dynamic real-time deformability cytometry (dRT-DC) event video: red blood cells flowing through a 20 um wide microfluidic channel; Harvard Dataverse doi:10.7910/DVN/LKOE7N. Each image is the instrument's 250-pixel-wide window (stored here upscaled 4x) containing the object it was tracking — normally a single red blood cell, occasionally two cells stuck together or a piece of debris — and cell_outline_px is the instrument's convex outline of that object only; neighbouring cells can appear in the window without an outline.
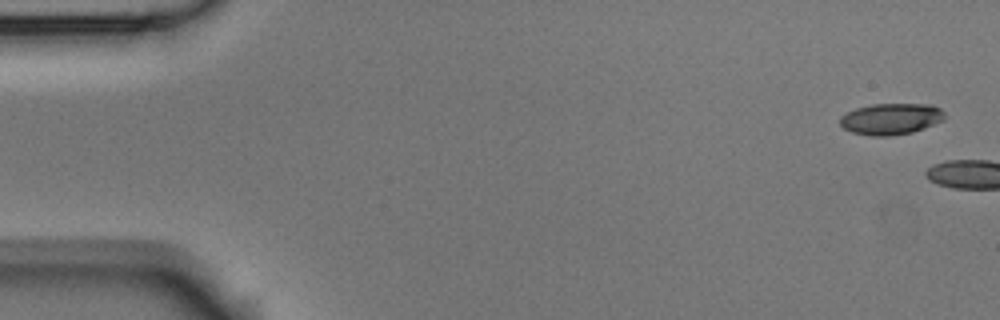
{"species": "Egyptian fruit bat (a non-hibernating species)", "species_latin": "Rousettus aegyptiacus", "temperature_condition": "room temperature", "stored_images_in_passage": 4, "camera_frame_rate_fps": 3000, "um_per_image_px": 0.085, "animal": {"sex": "male"}, "frame": {"image": 1, "passage_image": 1, "time_ms": 0.0, "image_size_px": [1000, 320], "cell_outline_px": [[944, 120], [924, 128], [912, 132], [888, 136], [872, 136], [852, 132], [844, 128], [840, 124], [840, 116], [856, 108], [872, 104], [932, 104], [940, 108], [944, 112]], "centroid_in_image_um": [75.74, 10.1], "position_along_channel_um": 9.3, "area_um2": 19.07}}